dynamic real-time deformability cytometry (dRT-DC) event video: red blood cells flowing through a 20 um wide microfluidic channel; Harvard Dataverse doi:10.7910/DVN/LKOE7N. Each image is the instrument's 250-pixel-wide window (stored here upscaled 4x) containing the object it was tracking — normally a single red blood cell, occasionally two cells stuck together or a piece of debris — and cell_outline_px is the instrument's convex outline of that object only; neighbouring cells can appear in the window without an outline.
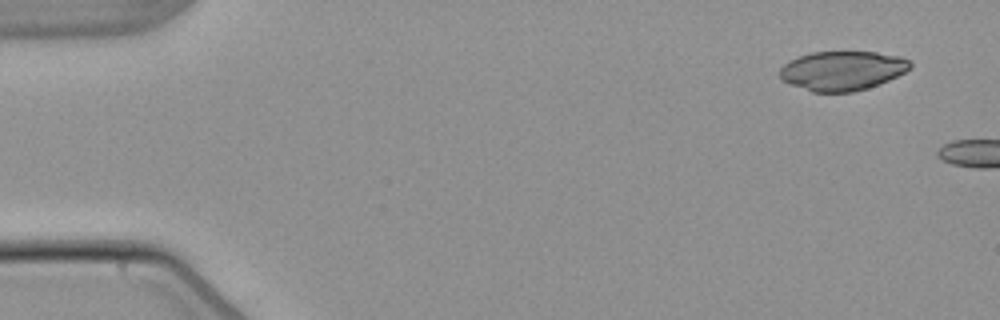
{"species": "common noctule bat (a hibernating species)", "species_latin": "Nyctalus noctula", "temperature_condition": "warm", "stored_images_in_passage": 2, "camera_frame_rate_fps": 3000, "um_per_image_px": 0.085, "animal": {"sex": "male", "body_mass_g": 21.5, "forearm_length_mm": 52.0}, "frame": {"image": 1, "passage_image": 1, "time_ms": 0.0, "image_size_px": [1000, 320], "cell_outline_px": [[912, 68], [880, 84], [868, 88], [852, 92], [812, 92], [792, 84], [784, 80], [780, 76], [780, 68], [788, 60], [812, 52], [876, 52], [900, 56], [908, 60], [912, 64]], "centroid_in_image_um": [71.61, 6.0], "position_along_channel_um": 13.4, "area_um2": 29.77}}